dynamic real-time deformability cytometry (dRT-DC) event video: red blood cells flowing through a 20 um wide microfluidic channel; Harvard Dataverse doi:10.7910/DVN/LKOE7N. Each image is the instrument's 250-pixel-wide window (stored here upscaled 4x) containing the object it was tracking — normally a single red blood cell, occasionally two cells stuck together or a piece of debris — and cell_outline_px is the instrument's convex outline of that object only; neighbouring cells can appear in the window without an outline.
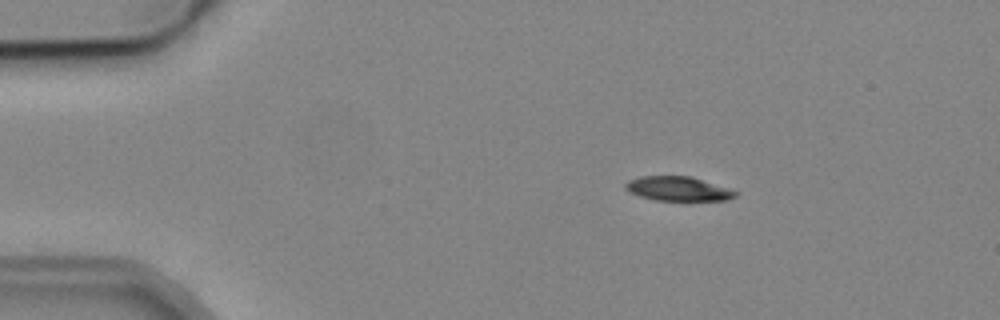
{"species": "common noctule bat (a hibernating species)", "species_latin": "Nyctalus noctula", "temperature_condition": "cold", "stored_images_in_passage": 3, "camera_frame_rate_fps": 3000, "um_per_image_px": 0.085, "animal": {"sex": "male", "body_mass_g": 19.2, "forearm_length_mm": 51.8}, "frame": {"image": 1, "passage_image": 1, "time_ms": 0.0, "image_size_px": [1000, 320], "cell_outline_px": [[740, 192], [736, 196], [728, 200], [656, 200], [640, 196], [628, 192], [624, 188], [624, 184], [628, 180], [640, 176], [688, 176]], "centroid_in_image_um": [57.59, 16.04], "position_along_channel_um": 27.4, "area_um2": 15.43}}